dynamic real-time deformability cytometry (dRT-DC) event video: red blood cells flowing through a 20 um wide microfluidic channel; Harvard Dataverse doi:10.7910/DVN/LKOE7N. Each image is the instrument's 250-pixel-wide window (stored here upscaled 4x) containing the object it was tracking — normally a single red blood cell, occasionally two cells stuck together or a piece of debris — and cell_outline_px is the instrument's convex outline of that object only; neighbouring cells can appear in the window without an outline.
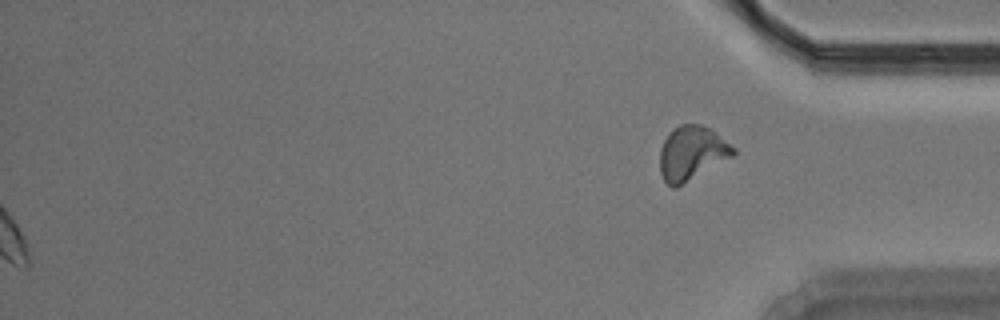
{"species": "Egyptian fruit bat (a non-hibernating species)", "species_latin": "Rousettus aegyptiacus", "temperature_condition": "warm", "stored_images_in_passage": 52, "segment_of_instrument_passage": [2, 2], "camera_frame_rate_fps": 3000, "um_per_image_px": 0.085, "animal": {"sex": "male"}, "frame": {"image": 1, "passage_image": 52, "time_ms": 17.0, "image_size_px": [1000, 320], "cell_outline_px": [[736, 152], [732, 156], [676, 188], [672, 188], [664, 180], [660, 172], [660, 148], [664, 140], [672, 128], [680, 124], [700, 124], [716, 132], [736, 148]], "centroid_in_image_um": [58.78, 13.0], "position_along_channel_um": 376.4, "area_um2": 23.06}}